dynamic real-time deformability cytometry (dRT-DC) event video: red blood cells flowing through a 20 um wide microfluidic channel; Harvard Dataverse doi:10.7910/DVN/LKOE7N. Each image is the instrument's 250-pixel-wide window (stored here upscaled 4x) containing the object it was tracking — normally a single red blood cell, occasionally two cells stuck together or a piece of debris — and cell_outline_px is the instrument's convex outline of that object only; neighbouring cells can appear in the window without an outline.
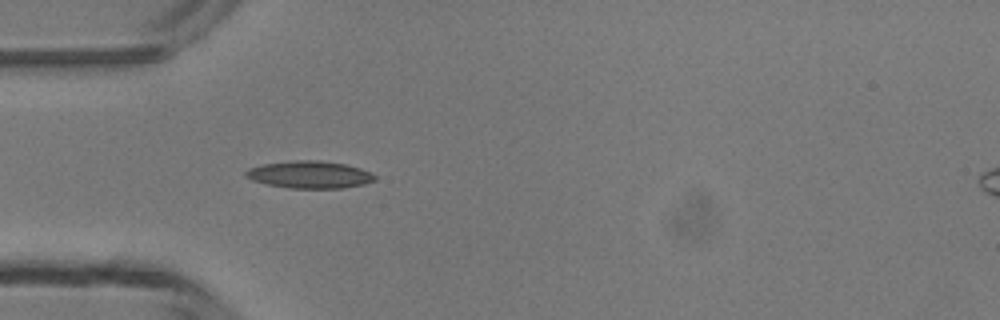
{"species": "common noctule bat (a hibernating species)", "species_latin": "Nyctalus noctula", "temperature_condition": "room temperature", "stored_images_in_passage": 5, "camera_frame_rate_fps": 3000, "um_per_image_px": 0.085, "animal": {"sex": "male", "body_mass_g": 13.3}, "frame": {"image": 1, "passage_image": 4, "time_ms": 3.333, "image_size_px": [1000, 320], "cell_outline_px": [[376, 180], [364, 184], [344, 188], [288, 188], [268, 184], [252, 180], [244, 176], [244, 172], [248, 168], [264, 164], [292, 160], [320, 160], [344, 164], [360, 168], [376, 176]], "centroid_in_image_um": [26.3, 14.84], "position_along_channel_um": 58.7, "area_um2": 20.52}}